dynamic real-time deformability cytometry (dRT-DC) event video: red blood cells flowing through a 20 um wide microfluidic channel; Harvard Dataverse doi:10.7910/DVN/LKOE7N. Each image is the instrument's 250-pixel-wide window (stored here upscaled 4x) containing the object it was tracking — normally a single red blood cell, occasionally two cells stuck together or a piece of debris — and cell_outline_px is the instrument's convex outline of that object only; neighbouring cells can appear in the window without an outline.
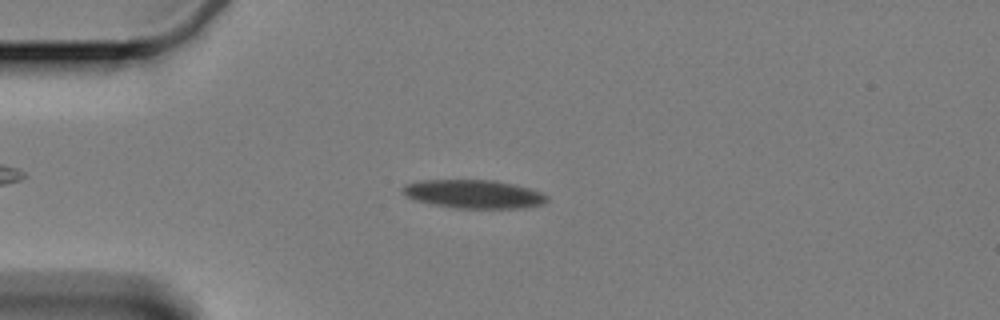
{"species": "Egyptian fruit bat (a non-hibernating species)", "species_latin": "Rousettus aegyptiacus", "temperature_condition": "cold", "stored_images_in_passage": 44, "camera_frame_rate_fps": 3000, "um_per_image_px": 0.085, "animal": {"sex": "female"}, "frame": {"image": 1, "passage_image": 11, "time_ms": 3.333, "image_size_px": [1000, 320], "cell_outline_px": [[548, 200], [544, 204], [524, 208], [452, 208], [412, 200], [404, 196], [400, 192], [400, 188], [404, 184], [420, 180], [496, 180], [528, 188], [540, 192], [548, 196]], "centroid_in_image_um": [40.19, 16.5], "position_along_channel_um": 44.8, "area_um2": 24.33}}
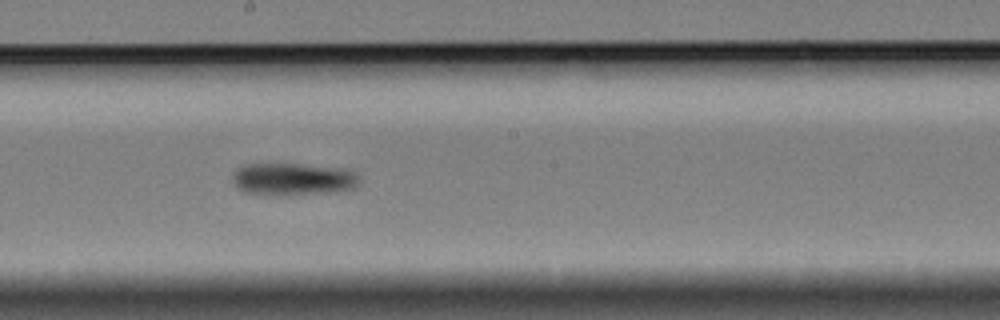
{"frame": {"image": 2, "passage_image": 29, "time_ms": 9.333, "image_size_px": [1000, 320], "cell_outline_px": [[360, 184], [356, 188], [340, 192], [280, 196], [276, 196], [244, 192], [236, 188], [232, 180], [232, 176], [236, 168], [244, 164], [300, 164], [348, 168], [356, 172], [360, 176]], "centroid_in_image_um": [24.97, 15.24], "position_along_channel_um": 223.2, "area_um2": 24.91}}
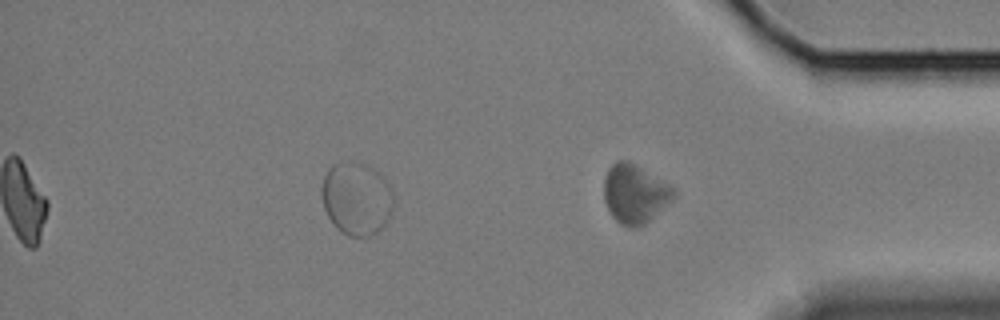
{"frame": {"image": 3, "passage_image": 44, "time_ms": 14.333, "image_size_px": [1000, 320], "cell_outline_px": [[676, 196], [672, 200], [640, 228], [632, 228], [620, 224], [612, 216], [604, 200], [604, 176], [608, 168], [616, 160], [624, 160], [636, 164], [668, 184], [676, 192]], "centroid_in_image_um": [53.94, 16.47], "position_along_channel_um": 381.3, "area_um2": 23.87}, "authors_computed_cell_mechanics": {"area_um2": 24.3627, "velocity_mm_per_s": 3.3013, "shape_relaxation_time_tau1_ms": 5.5942, "shape_relaxation_time_tau2_ms": null, "deformation_change_tau1": 0.1003, "deformation_change_tau2": null}}